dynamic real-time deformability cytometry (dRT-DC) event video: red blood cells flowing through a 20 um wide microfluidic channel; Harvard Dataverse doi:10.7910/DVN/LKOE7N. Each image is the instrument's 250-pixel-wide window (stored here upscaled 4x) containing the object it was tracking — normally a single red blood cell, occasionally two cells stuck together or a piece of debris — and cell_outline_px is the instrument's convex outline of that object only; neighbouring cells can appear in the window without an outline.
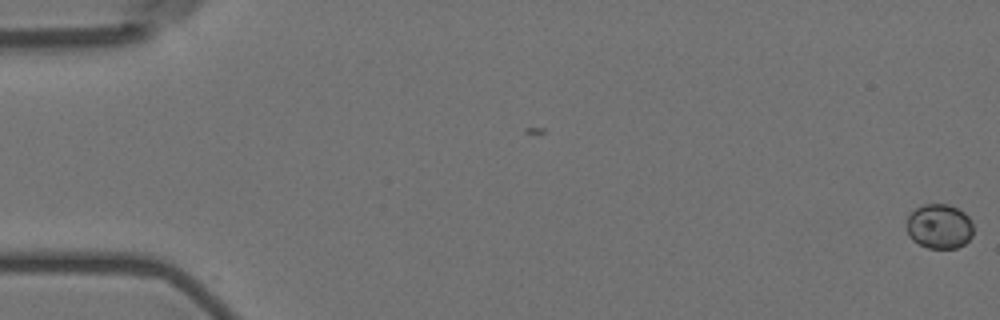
{"species": "Egyptian fruit bat (a non-hibernating species)", "species_latin": "Rousettus aegyptiacus", "temperature_condition": "room temperature", "stored_images_in_passage": 3, "camera_frame_rate_fps": 3000, "um_per_image_px": 0.085, "animal": {"sex": "female"}, "frame": {"image": 1, "passage_image": 3, "time_ms": 0.667, "image_size_px": [1000, 320], "cell_outline_px": [[972, 236], [964, 244], [956, 248], [928, 248], [912, 240], [908, 232], [908, 216], [916, 208], [924, 204], [948, 204], [964, 212], [968, 216], [972, 224]], "centroid_in_image_um": [79.85, 19.24], "position_along_channel_um": 5.1, "area_um2": 17.17}}